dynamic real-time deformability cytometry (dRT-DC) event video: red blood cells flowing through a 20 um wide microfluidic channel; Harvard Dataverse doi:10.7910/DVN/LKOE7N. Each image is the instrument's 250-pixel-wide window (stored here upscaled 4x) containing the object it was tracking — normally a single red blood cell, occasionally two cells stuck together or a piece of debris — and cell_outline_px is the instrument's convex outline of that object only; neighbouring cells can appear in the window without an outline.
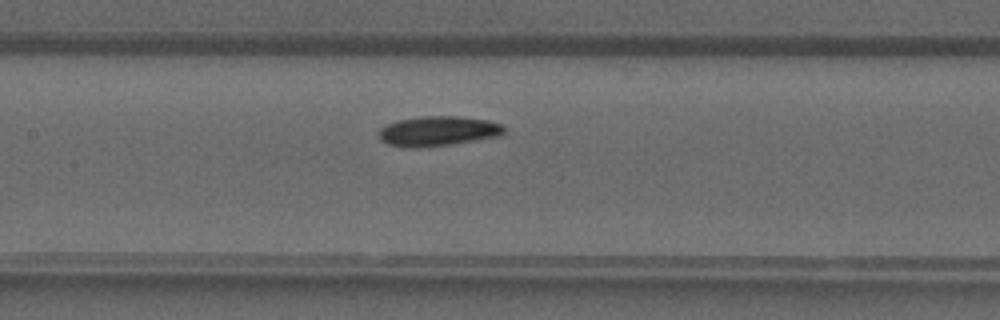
{"species": "common noctule bat (a hibernating species)", "species_latin": "Nyctalus noctula", "temperature_condition": "warm", "stored_images_in_passage": 36, "camera_frame_rate_fps": 3000, "um_per_image_px": 0.085, "animal": {"sex": "male", "forearm_length_mm": 52.5}, "frame": {"image": 1, "passage_image": 15, "time_ms": 4.667, "image_size_px": [1000, 320], "cell_outline_px": [[504, 132], [500, 136], [448, 144], [420, 148], [408, 148], [388, 144], [380, 140], [380, 128], [396, 120], [420, 116], [460, 116], [488, 120], [500, 124], [504, 128]], "centroid_in_image_um": [37.2, 11.14], "position_along_channel_um": 170.2, "area_um2": 21.73}}
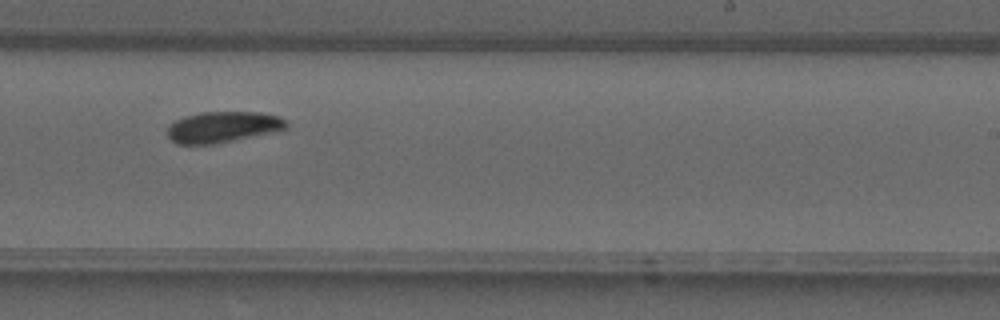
{"frame": {"image": 2, "passage_image": 21, "time_ms": 6.667, "image_size_px": [1000, 320], "cell_outline_px": [[288, 128], [272, 132], [212, 144], [176, 144], [168, 136], [168, 128], [176, 120], [184, 116], [200, 112], [260, 112], [280, 116], [288, 120]], "centroid_in_image_um": [18.98, 10.78], "position_along_channel_um": 270.0, "area_um2": 21.39}}
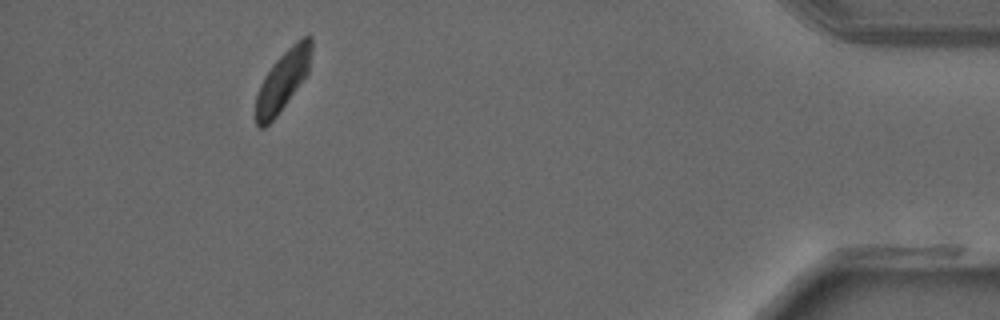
{"frame": {"image": 3, "passage_image": 33, "time_ms": 10.667, "image_size_px": [1000, 320], "cell_outline_px": [[312, 52], [308, 72], [276, 116], [264, 128], [260, 128], [256, 124], [256, 96], [260, 84], [264, 76], [272, 64], [296, 40], [304, 36], [312, 36]], "centroid_in_image_um": [24.03, 6.81], "position_along_channel_um": 411.2, "area_um2": 19.19}}